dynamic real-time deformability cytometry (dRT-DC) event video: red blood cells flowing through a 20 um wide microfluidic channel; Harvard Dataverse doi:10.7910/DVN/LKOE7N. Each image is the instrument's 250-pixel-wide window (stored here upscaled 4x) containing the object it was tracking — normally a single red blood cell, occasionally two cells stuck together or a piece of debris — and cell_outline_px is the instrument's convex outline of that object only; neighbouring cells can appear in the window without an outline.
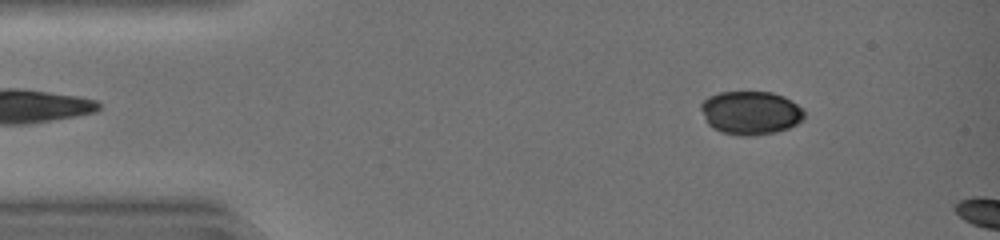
{"species": "common noctule bat (a hibernating species)", "species_latin": "Nyctalus noctula", "temperature_condition": "warm", "stored_images_in_passage": 6, "camera_frame_rate_fps": 3000, "um_per_image_px": 0.085, "animal": {"sex": "female", "body_mass_g": 19.0, "forearm_length_mm": 51.5}, "frame": {"image": 1, "passage_image": 3, "time_ms": 0.667, "image_size_px": [1000, 240], "cell_outline_px": [[804, 116], [796, 124], [788, 128], [776, 132], [752, 136], [740, 136], [720, 132], [712, 128], [708, 124], [700, 108], [700, 104], [708, 96], [720, 92], [772, 92], [784, 96], [792, 100], [804, 112]], "centroid_in_image_um": [63.77, 9.59], "position_along_channel_um": 21.2, "area_um2": 26.24}}